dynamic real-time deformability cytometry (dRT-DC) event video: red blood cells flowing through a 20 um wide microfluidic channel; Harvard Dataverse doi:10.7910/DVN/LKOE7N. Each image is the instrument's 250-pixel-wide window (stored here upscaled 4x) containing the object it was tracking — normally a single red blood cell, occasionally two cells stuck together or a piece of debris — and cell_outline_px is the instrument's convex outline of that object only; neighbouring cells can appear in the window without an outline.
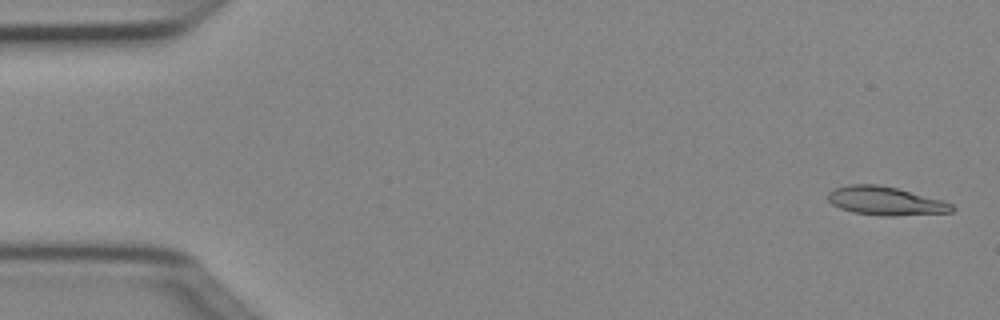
{"species": "Egyptian fruit bat (a non-hibernating species)", "species_latin": "Rousettus aegyptiacus", "temperature_condition": "cold", "stored_images_in_passage": 4, "camera_frame_rate_fps": 3000, "um_per_image_px": 0.085, "animal": {"sex": "female"}, "frame": {"image": 1, "passage_image": 1, "time_ms": 0.0, "image_size_px": [1000, 320], "cell_outline_px": [[956, 208], [952, 212], [896, 216], [888, 216], [852, 212], [840, 208], [832, 204], [828, 200], [828, 192], [836, 188], [848, 184], [876, 184], [896, 188], [944, 200], [952, 204]], "centroid_in_image_um": [75.29, 17.08], "position_along_channel_um": 9.7, "area_um2": 20.63}}
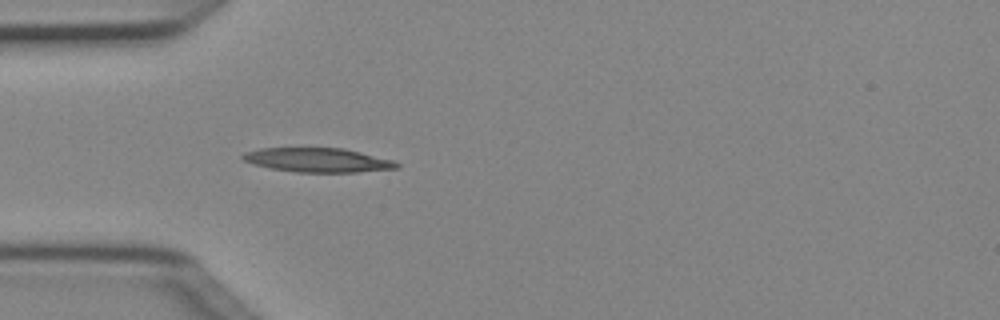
{"frame": {"image": 2, "passage_image": 4, "time_ms": 1.0, "image_size_px": [1000, 320], "cell_outline_px": [[400, 168], [356, 172], [296, 172], [272, 168], [252, 164], [244, 160], [240, 156], [244, 152], [260, 148], [344, 148], [392, 160], [400, 164]], "centroid_in_image_um": [27.0, 13.6], "position_along_channel_um": 58.0, "area_um2": 21.62}}